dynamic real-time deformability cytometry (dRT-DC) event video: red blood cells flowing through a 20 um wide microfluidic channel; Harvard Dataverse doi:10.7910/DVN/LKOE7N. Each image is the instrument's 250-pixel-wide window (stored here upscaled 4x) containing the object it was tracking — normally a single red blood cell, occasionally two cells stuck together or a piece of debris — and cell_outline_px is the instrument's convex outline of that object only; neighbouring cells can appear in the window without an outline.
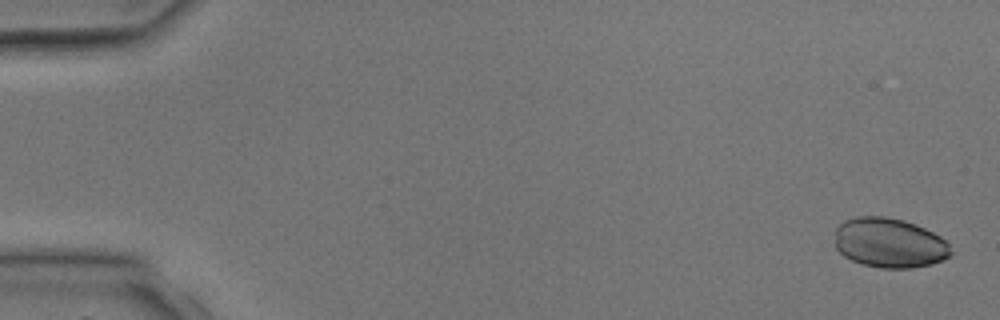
{"species": "common noctule bat (a hibernating species)", "species_latin": "Nyctalus noctula", "temperature_condition": "room temperature", "stored_images_in_passage": 4, "camera_frame_rate_fps": 3000, "um_per_image_px": 0.085, "animal": {"sex": "male", "body_mass_g": 17.9, "forearm_length_mm": 54.2}, "frame": {"image": 1, "passage_image": 1, "time_ms": 0.0, "image_size_px": [1000, 320], "cell_outline_px": [[952, 256], [932, 264], [912, 268], [880, 268], [864, 264], [852, 260], [844, 256], [836, 248], [836, 228], [844, 220], [856, 216], [884, 216], [904, 220], [916, 224], [940, 236], [948, 244], [952, 252]], "centroid_in_image_um": [75.61, 20.64], "position_along_channel_um": 9.4, "area_um2": 33.7}}